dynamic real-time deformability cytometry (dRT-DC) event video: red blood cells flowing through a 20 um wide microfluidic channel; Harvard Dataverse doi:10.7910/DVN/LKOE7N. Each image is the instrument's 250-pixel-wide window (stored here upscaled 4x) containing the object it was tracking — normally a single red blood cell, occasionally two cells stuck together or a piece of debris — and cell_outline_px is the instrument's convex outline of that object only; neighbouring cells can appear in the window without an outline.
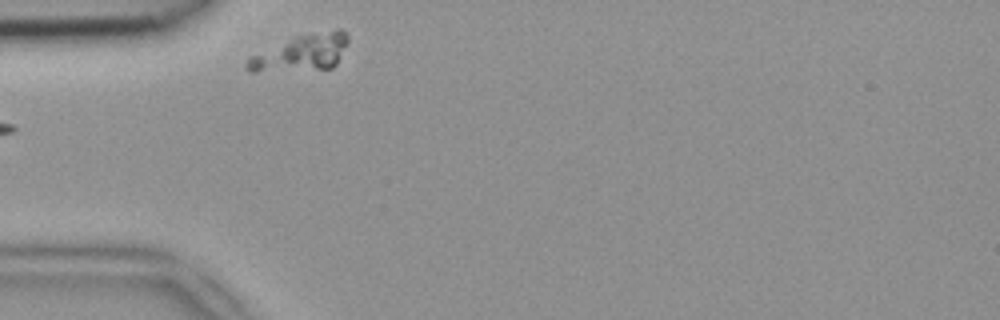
{"species": "common noctule bat (a hibernating species)", "species_latin": "Nyctalus noctula", "temperature_condition": "room temperature", "stored_images_in_passage": 11, "camera_frame_rate_fps": 3000, "um_per_image_px": 0.085, "animal": {"sex": "female", "body_mass_g": 18.4}, "frame": {"image": 1, "passage_image": 1, "time_ms": 0.0, "image_size_px": [1000, 320], "cell_outline_px": [[348, 44], [336, 64], [332, 68], [256, 72], [248, 72], [244, 68], [244, 64], [248, 56], [296, 36], [336, 28], [340, 28], [348, 36]], "centroid_in_image_um": [25.59, 4.49], "position_along_channel_um": 59.4, "area_um2": 21.62}}